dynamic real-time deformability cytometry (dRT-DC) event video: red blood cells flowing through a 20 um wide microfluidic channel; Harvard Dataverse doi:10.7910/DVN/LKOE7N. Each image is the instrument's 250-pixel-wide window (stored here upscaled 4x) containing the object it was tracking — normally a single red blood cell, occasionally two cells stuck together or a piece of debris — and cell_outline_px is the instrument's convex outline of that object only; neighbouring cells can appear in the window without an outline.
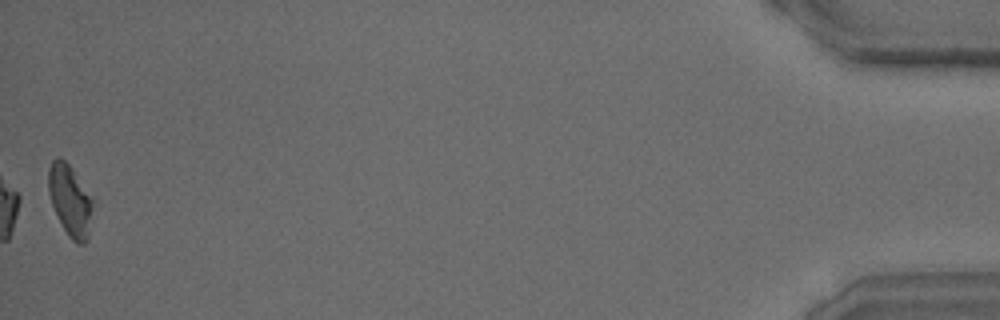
{"species": "common noctule bat (a hibernating species)", "species_latin": "Nyctalus noctula", "temperature_condition": "warm", "stored_images_in_passage": 40, "segment_of_instrument_passage": [2, 2], "camera_frame_rate_fps": 3000, "um_per_image_px": 0.085, "animal": {"sex": "male", "body_mass_g": 15.6}, "frame": {"image": 1, "passage_image": 40, "time_ms": 13.0, "image_size_px": [1000, 320], "cell_outline_px": [[96, 200], [88, 240], [84, 244], [80, 244], [72, 240], [68, 236], [52, 204], [48, 192], [48, 168], [52, 160], [56, 156], [60, 156], [68, 164]], "centroid_in_image_um": [6.01, 17.03], "position_along_channel_um": 429.2, "area_um2": 18.9}}